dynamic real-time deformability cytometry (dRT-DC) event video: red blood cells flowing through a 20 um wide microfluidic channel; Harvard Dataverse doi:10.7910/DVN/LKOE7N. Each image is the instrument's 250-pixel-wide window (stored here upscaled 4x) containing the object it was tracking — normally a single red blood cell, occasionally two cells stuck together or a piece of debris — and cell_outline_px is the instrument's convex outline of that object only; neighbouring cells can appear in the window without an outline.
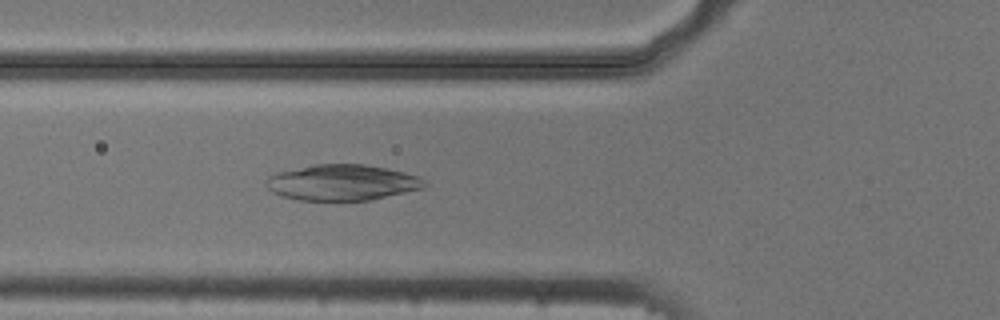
{"species": "common noctule bat (a hibernating species)", "species_latin": "Nyctalus noctula", "temperature_condition": "cold", "stored_images_in_passage": 50, "camera_frame_rate_fps": 3000, "um_per_image_px": 0.085, "animal": {"sex": "male", "body_mass_g": 20.5, "forearm_length_mm": 52.5}, "frame": {"image": 1, "passage_image": 18, "time_ms": 5.667, "image_size_px": [1000, 320], "cell_outline_px": [[428, 184], [424, 188], [372, 200], [300, 200], [280, 196], [272, 192], [264, 184], [268, 176], [276, 172], [312, 164], [364, 164], [388, 168], [420, 176]], "centroid_in_image_um": [29.08, 15.51], "position_along_channel_um": 96.7, "area_um2": 33.47}}
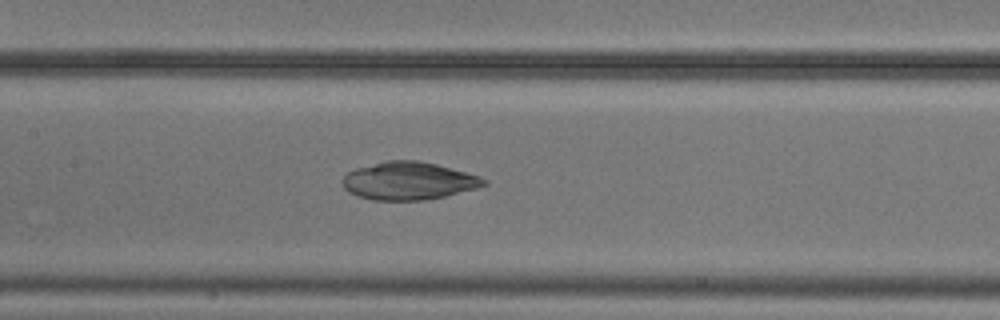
{"frame": {"image": 2, "passage_image": 24, "time_ms": 7.667, "image_size_px": [1000, 320], "cell_outline_px": [[488, 184], [476, 188], [444, 196], [424, 200], [372, 200], [356, 196], [348, 192], [344, 188], [344, 176], [348, 172], [356, 168], [388, 160], [420, 160], [436, 164], [480, 176], [488, 180]], "centroid_in_image_um": [34.73, 15.37], "position_along_channel_um": 172.7, "area_um2": 31.04}}
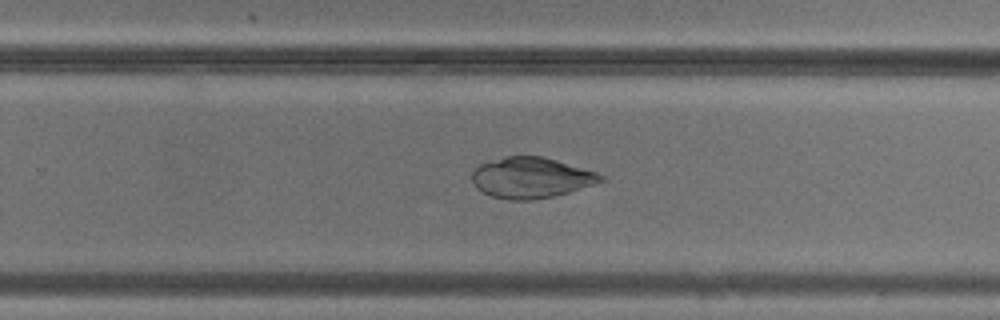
{"frame": {"image": 3, "passage_image": 33, "time_ms": 10.667, "image_size_px": [1000, 320], "cell_outline_px": [[604, 180], [568, 192], [552, 196], [532, 200], [508, 200], [492, 196], [476, 188], [472, 180], [472, 172], [480, 164], [504, 156], [544, 156], [596, 172], [604, 176]], "centroid_in_image_um": [45.11, 15.1], "position_along_channel_um": 284.7, "area_um2": 30.29}}